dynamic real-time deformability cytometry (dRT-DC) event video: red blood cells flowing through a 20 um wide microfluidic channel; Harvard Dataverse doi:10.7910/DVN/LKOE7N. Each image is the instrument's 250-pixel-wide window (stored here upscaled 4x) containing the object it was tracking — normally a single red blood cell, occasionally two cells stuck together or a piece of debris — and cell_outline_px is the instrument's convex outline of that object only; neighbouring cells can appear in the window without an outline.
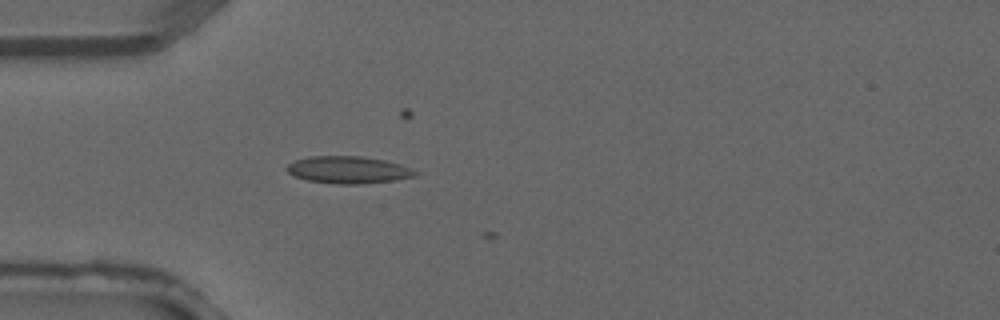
{"species": "common noctule bat (a hibernating species)", "species_latin": "Nyctalus noctula", "temperature_condition": "warm", "stored_images_in_passage": 3, "camera_frame_rate_fps": 3000, "um_per_image_px": 0.085, "animal": {"sex": "male", "forearm_length_mm": 52.5}, "frame": {"image": 1, "passage_image": 3, "time_ms": 0.667, "image_size_px": [1000, 320], "cell_outline_px": [[420, 172], [416, 176], [396, 180], [356, 184], [340, 184], [308, 180], [292, 176], [284, 168], [288, 164], [296, 160], [308, 156], [360, 156], [384, 160], [400, 164], [412, 168]], "centroid_in_image_um": [29.61, 14.43], "position_along_channel_um": 55.4, "area_um2": 20.4}}